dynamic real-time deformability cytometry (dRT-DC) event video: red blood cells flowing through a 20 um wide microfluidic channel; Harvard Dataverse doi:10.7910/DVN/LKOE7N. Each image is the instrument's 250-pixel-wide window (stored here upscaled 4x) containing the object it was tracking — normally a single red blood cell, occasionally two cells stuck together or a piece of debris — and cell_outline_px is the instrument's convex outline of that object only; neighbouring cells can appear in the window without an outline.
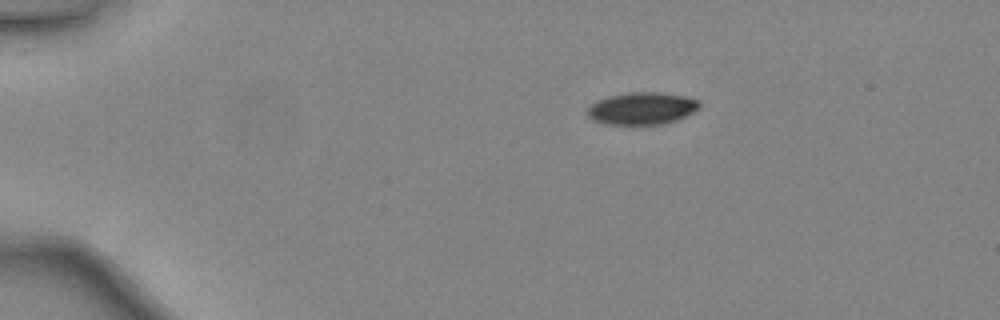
{"species": "common noctule bat (a hibernating species)", "species_latin": "Nyctalus noctula", "temperature_condition": "warm", "stored_images_in_passage": 7, "camera_frame_rate_fps": 3000, "um_per_image_px": 0.085, "animal": {"sex": "female", "body_mass_g": 24.6, "forearm_length_mm": 56.2}, "frame": {"image": 1, "passage_image": 1, "time_ms": 0.0, "image_size_px": [1000, 320], "cell_outline_px": [[700, 108], [676, 120], [664, 124], [604, 124], [592, 120], [588, 116], [588, 104], [596, 100], [608, 96], [628, 92], [660, 92], [684, 96], [696, 100], [700, 104]], "centroid_in_image_um": [54.51, 9.21], "position_along_channel_um": 30.5, "area_um2": 21.1}}